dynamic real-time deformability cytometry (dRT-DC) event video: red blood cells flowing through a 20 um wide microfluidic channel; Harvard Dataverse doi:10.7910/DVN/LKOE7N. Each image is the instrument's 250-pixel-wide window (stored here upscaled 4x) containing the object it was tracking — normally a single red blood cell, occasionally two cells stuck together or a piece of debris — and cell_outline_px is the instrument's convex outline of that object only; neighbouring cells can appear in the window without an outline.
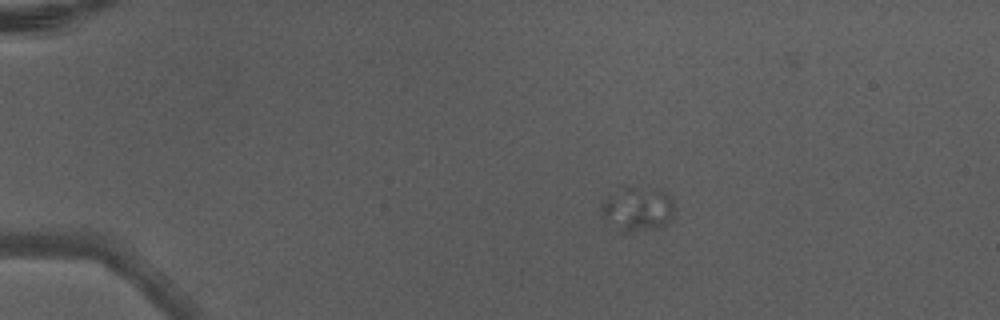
{"species": "Egyptian fruit bat (a non-hibernating species)", "species_latin": "Rousettus aegyptiacus", "temperature_condition": "warm", "stored_images_in_passage": 6, "camera_frame_rate_fps": 3000, "um_per_image_px": 0.085, "animal": {"sex": "male"}, "frame": {"image": 1, "passage_image": 4, "time_ms": 1.0, "image_size_px": [1000, 320], "cell_outline_px": [[676, 208], [672, 220], [668, 224], [660, 228], [624, 228], [604, 216], [600, 212], [600, 204], [616, 184], [624, 184], [656, 188], [664, 192], [668, 196]], "centroid_in_image_um": [54.22, 17.59], "position_along_channel_um": 30.8, "area_um2": 18.9}}